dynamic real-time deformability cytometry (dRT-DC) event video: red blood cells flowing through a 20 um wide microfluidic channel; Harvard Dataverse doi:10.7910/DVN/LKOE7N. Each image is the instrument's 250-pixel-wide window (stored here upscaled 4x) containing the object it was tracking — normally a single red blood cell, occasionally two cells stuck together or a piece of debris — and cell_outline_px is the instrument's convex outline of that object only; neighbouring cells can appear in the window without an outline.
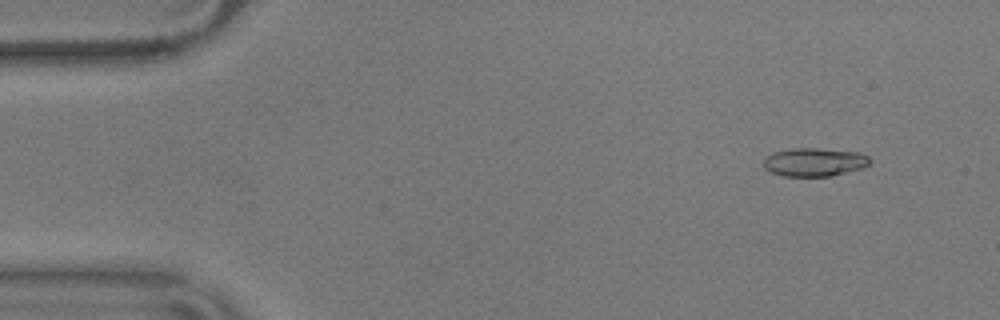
{"species": "common noctule bat (a hibernating species)", "species_latin": "Nyctalus noctula", "temperature_condition": "warm", "stored_images_in_passage": 9, "camera_frame_rate_fps": 3000, "um_per_image_px": 0.085, "animal": {"sex": "male", "body_mass_g": 17.9}, "frame": {"image": 1, "passage_image": 1, "time_ms": 0.0, "image_size_px": [1000, 320], "cell_outline_px": [[872, 160], [864, 168], [832, 176], [784, 176], [772, 172], [764, 168], [764, 160], [772, 152], [792, 148], [816, 148], [860, 152], [868, 156]], "centroid_in_image_um": [69.26, 13.77], "position_along_channel_um": 15.7, "area_um2": 17.69}}